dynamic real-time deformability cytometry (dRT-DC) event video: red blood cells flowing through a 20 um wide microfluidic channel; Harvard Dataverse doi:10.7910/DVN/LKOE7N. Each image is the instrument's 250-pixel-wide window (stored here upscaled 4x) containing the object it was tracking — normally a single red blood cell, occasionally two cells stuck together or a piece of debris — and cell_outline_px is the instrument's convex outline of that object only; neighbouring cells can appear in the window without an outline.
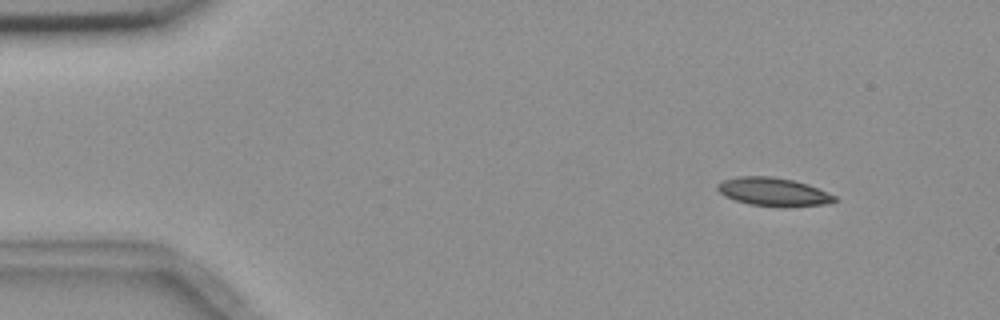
{"species": "common noctule bat (a hibernating species)", "species_latin": "Nyctalus noctula", "temperature_condition": "room temperature", "stored_images_in_passage": 5, "camera_frame_rate_fps": 3000, "um_per_image_px": 0.085, "animal": {"sex": "female", "body_mass_g": 18.4}, "frame": {"image": 1, "passage_image": 2, "time_ms": 1.333, "image_size_px": [1000, 320], "cell_outline_px": [[836, 200], [824, 204], [788, 208], [780, 208], [748, 204], [724, 196], [716, 188], [716, 184], [724, 180], [740, 176], [772, 176], [792, 180], [808, 184], [836, 196]], "centroid_in_image_um": [65.72, 16.32], "position_along_channel_um": 19.3, "area_um2": 19.54}}
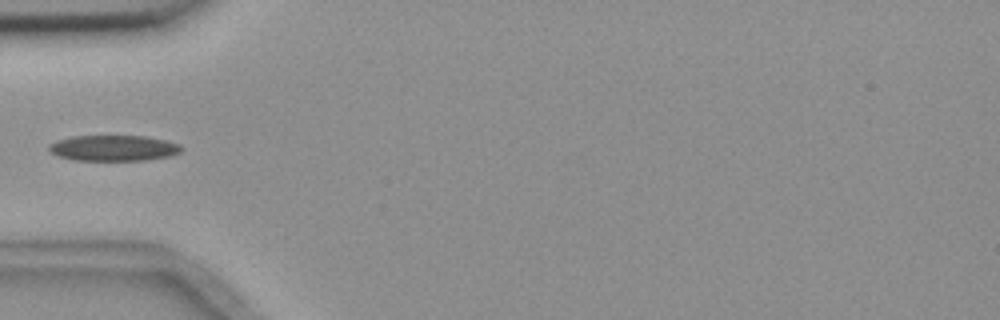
{"frame": {"image": 2, "passage_image": 5, "time_ms": 5.333, "image_size_px": [1000, 320], "cell_outline_px": [[184, 148], [180, 152], [168, 156], [144, 160], [72, 160], [56, 156], [48, 148], [48, 144], [56, 140], [72, 136], [144, 136], [168, 140], [180, 144]], "centroid_in_image_um": [9.64, 12.58], "position_along_channel_um": 75.4, "area_um2": 20.0}}